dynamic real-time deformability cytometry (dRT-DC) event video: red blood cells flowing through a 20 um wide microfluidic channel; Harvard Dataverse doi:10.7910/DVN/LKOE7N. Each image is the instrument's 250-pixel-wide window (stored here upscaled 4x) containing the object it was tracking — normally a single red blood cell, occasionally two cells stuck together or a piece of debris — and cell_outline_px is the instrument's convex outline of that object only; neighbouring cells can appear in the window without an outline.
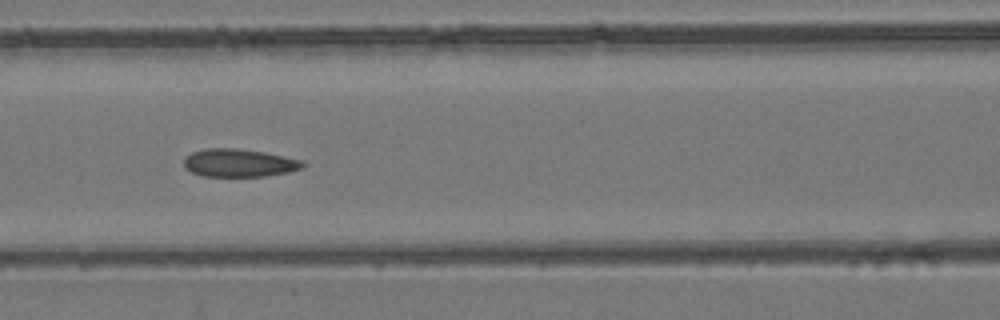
{"species": "common noctule bat (a hibernating species)", "species_latin": "Nyctalus noctula", "temperature_condition": "room temperature", "stored_images_in_passage": 8, "camera_frame_rate_fps": 3000, "um_per_image_px": 0.085, "animal": {"sex": "female", "body_mass_g": 24.6, "forearm_length_mm": 56.2}, "frame": {"image": 1, "passage_image": 7, "time_ms": 7.0, "image_size_px": [1000, 320], "cell_outline_px": [[308, 164], [304, 168], [288, 172], [264, 176], [200, 176], [184, 168], [184, 160], [192, 152], [204, 148], [232, 148], [264, 152], [304, 160]], "centroid_in_image_um": [20.36, 13.85], "position_along_channel_um": 146.2, "area_um2": 19.48}}
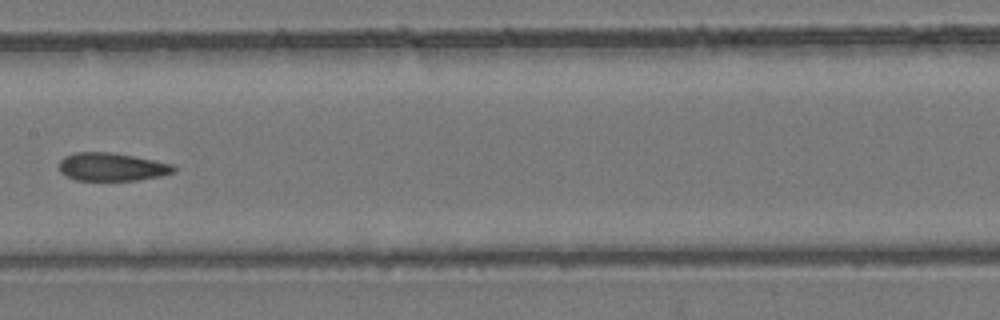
{"frame": {"image": 2, "passage_image": 8, "time_ms": 8.333, "image_size_px": [1000, 320], "cell_outline_px": [[176, 172], [160, 176], [140, 180], [76, 180], [64, 176], [60, 172], [60, 160], [64, 156], [76, 152], [108, 152], [132, 156], [172, 164], [176, 168]], "centroid_in_image_um": [9.49, 14.19], "position_along_channel_um": 197.9, "area_um2": 18.73}}